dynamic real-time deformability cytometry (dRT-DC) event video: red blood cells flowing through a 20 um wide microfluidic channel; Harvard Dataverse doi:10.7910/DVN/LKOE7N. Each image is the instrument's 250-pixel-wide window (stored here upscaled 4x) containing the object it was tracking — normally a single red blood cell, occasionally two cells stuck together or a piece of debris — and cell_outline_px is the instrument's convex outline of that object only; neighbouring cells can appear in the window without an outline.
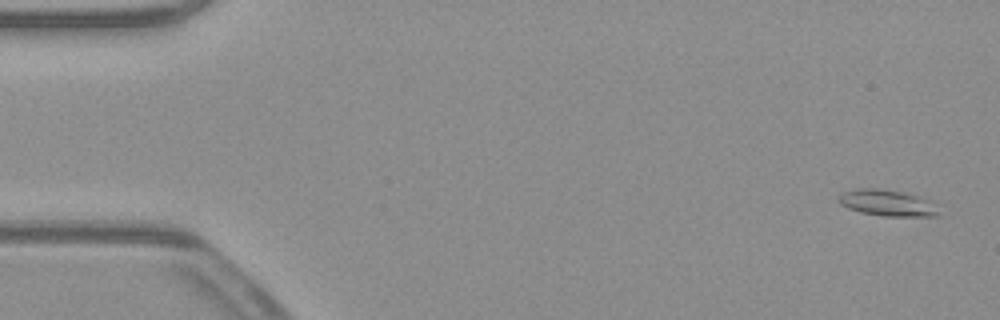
{"species": "common noctule bat (a hibernating species)", "species_latin": "Nyctalus noctula", "temperature_condition": "warm", "stored_images_in_passage": 54, "camera_frame_rate_fps": 3000, "um_per_image_px": 0.085, "animal": {"sex": "male", "body_mass_g": 23.1, "forearm_length_mm": 52.7}, "frame": {"image": 1, "passage_image": 2, "time_ms": 0.333, "image_size_px": [1000, 320], "cell_outline_px": [[940, 216], [880, 216], [860, 212], [848, 208], [840, 204], [836, 200], [840, 192], [860, 188], [876, 188], [904, 192], [920, 196]], "centroid_in_image_um": [75.25, 17.24], "position_along_channel_um": 9.7, "area_um2": 15.03}}
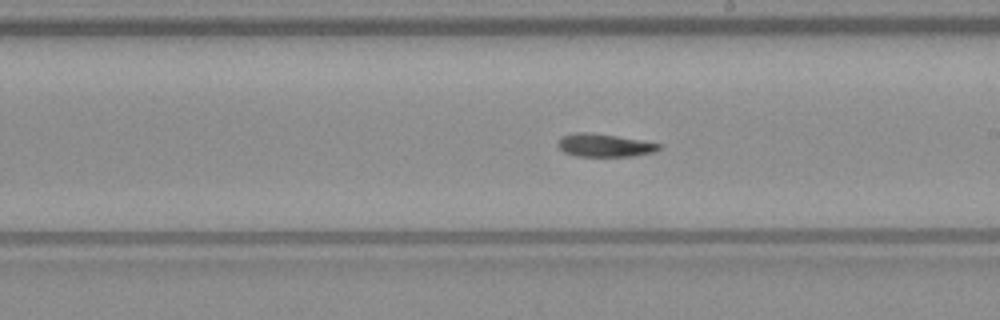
{"frame": {"image": 2, "passage_image": 30, "time_ms": 9.667, "image_size_px": [1000, 320], "cell_outline_px": [[660, 148], [652, 152], [632, 156], [576, 156], [564, 152], [556, 144], [560, 136], [576, 132], [588, 132], [616, 136], [640, 140], [660, 144]], "centroid_in_image_um": [51.3, 12.34], "position_along_channel_um": 237.7, "area_um2": 13.41}}
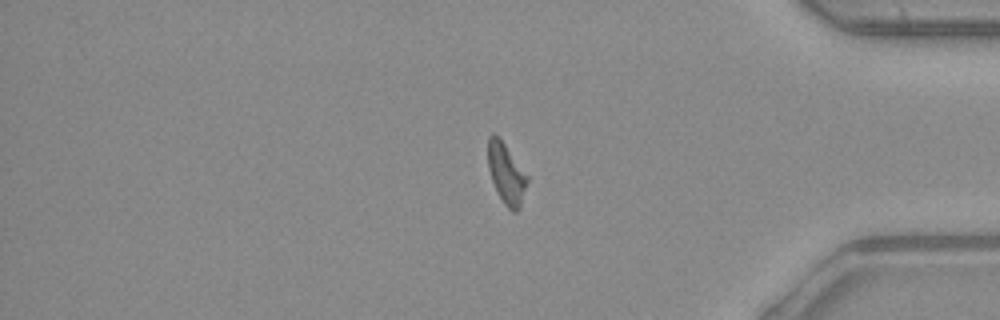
{"frame": {"image": 3, "passage_image": 44, "time_ms": 14.333, "image_size_px": [1000, 320], "cell_outline_px": [[528, 180], [520, 208], [516, 212], [512, 212], [504, 204], [496, 192], [488, 168], [488, 136], [492, 132], [504, 144], [528, 176]], "centroid_in_image_um": [43.02, 14.8], "position_along_channel_um": 392.2, "area_um2": 13.7}, "authors_computed_cell_mechanics": {"area_um2": 13.9876, "velocity_mm_per_s": 3.9055, "shape_relaxation_time_tau1_ms": 9.7215, "shape_relaxation_time_tau2_ms": 3.8882, "deformation_change_tau1": 0.2762, "deformation_change_tau2": 0.1111}}